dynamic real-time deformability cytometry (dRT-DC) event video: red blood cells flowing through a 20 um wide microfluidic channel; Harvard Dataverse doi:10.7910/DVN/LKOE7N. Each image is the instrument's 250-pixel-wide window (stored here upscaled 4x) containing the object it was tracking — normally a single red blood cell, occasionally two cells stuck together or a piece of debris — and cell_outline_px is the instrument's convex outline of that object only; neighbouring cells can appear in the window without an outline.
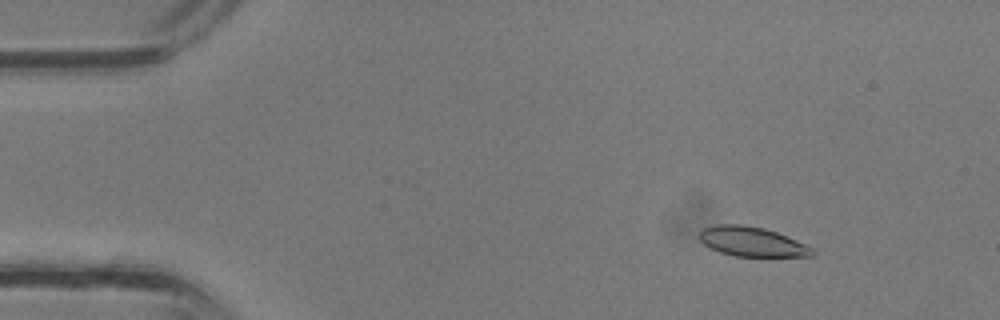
{"species": "common noctule bat (a hibernating species)", "species_latin": "Nyctalus noctula", "temperature_condition": "room temperature", "stored_images_in_passage": 37, "camera_frame_rate_fps": 3000, "um_per_image_px": 0.085, "animal": {"sex": "male", "body_mass_g": 13.3}, "frame": {"image": 1, "passage_image": 5, "time_ms": 1.333, "image_size_px": [1000, 320], "cell_outline_px": [[816, 252], [812, 256], [736, 256], [720, 252], [704, 244], [700, 240], [700, 232], [704, 228], [716, 224], [740, 224], [764, 228], [776, 232], [804, 244], [812, 248]], "centroid_in_image_um": [63.9, 20.54], "position_along_channel_um": 21.1, "area_um2": 19.13}}
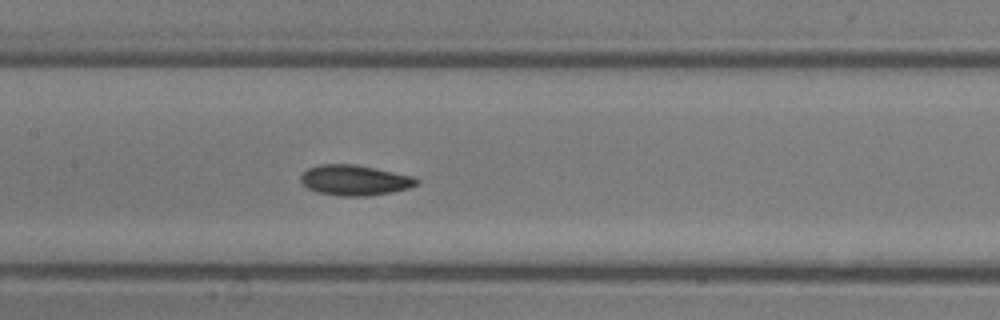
{"frame": {"image": 2, "passage_image": 18, "time_ms": 5.667, "image_size_px": [1000, 320], "cell_outline_px": [[420, 184], [408, 188], [392, 192], [364, 196], [336, 196], [316, 192], [308, 188], [300, 180], [300, 176], [308, 168], [320, 164], [356, 164], [416, 176], [420, 180]], "centroid_in_image_um": [30.19, 15.31], "position_along_channel_um": 177.2, "area_um2": 20.81}}
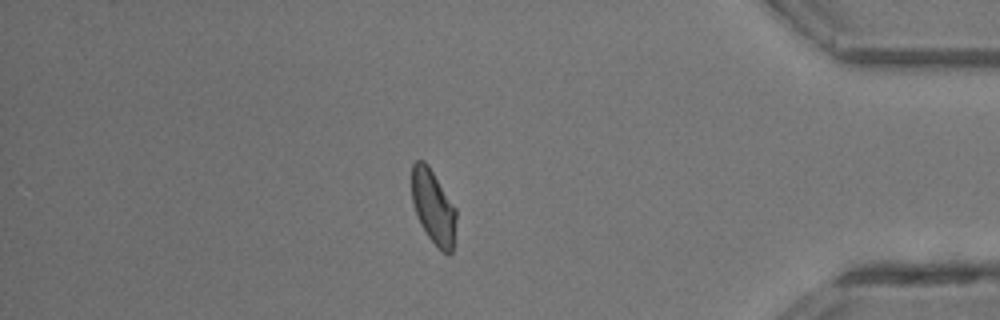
{"frame": {"image": 3, "passage_image": 32, "time_ms": 10.333, "image_size_px": [1000, 320], "cell_outline_px": [[456, 220], [452, 252], [448, 256], [428, 236], [420, 224], [412, 200], [412, 164], [416, 160], [424, 160], [428, 164], [456, 208]], "centroid_in_image_um": [36.83, 17.56], "position_along_channel_um": 398.4, "area_um2": 19.02}}